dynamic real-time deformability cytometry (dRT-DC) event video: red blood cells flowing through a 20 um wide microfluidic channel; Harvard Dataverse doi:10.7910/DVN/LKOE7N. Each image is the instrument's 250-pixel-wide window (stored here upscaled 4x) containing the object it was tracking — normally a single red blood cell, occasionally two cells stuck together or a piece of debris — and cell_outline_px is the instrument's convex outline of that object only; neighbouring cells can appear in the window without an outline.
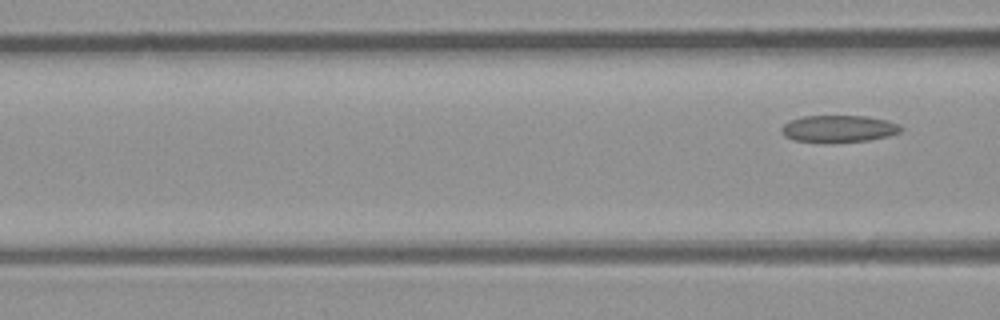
{"species": "common noctule bat (a hibernating species)", "species_latin": "Nyctalus noctula", "temperature_condition": "room temperature", "stored_images_in_passage": 7, "segment_of_instrument_passage": [2, 2], "camera_frame_rate_fps": 3000, "um_per_image_px": 0.085, "animal": {"sex": "male", "body_mass_g": 23.1, "forearm_length_mm": 52.7}, "frame": {"image": 1, "passage_image": 7, "time_ms": 7.667, "image_size_px": [1000, 320], "cell_outline_px": [[900, 132], [888, 136], [868, 140], [792, 140], [784, 136], [780, 128], [784, 124], [792, 120], [804, 116], [864, 116], [884, 120], [896, 124], [900, 128]], "centroid_in_image_um": [71.25, 10.91], "position_along_channel_um": 95.4, "area_um2": 17.74}}